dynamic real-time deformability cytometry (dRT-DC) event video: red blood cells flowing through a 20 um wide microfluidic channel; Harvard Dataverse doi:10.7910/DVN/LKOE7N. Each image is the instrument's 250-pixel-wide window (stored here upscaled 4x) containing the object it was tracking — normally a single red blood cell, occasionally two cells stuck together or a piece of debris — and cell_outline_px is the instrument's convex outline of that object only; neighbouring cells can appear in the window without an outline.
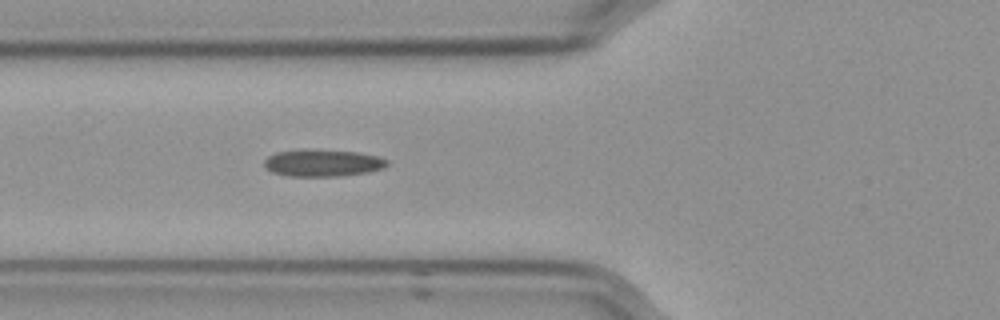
{"species": "Egyptian fruit bat (a non-hibernating species)", "species_latin": "Rousettus aegyptiacus", "temperature_condition": "cold", "stored_images_in_passage": 43, "camera_frame_rate_fps": 3000, "um_per_image_px": 0.085, "frame": {"image": 1, "passage_image": 7, "time_ms": 2.0, "image_size_px": [1000, 320], "cell_outline_px": [[388, 164], [384, 168], [368, 172], [336, 176], [288, 176], [272, 172], [264, 164], [264, 160], [268, 156], [276, 152], [304, 148], [360, 152], [376, 156], [388, 160]], "centroid_in_image_um": [27.42, 13.83], "position_along_channel_um": 98.4, "area_um2": 19.54}}